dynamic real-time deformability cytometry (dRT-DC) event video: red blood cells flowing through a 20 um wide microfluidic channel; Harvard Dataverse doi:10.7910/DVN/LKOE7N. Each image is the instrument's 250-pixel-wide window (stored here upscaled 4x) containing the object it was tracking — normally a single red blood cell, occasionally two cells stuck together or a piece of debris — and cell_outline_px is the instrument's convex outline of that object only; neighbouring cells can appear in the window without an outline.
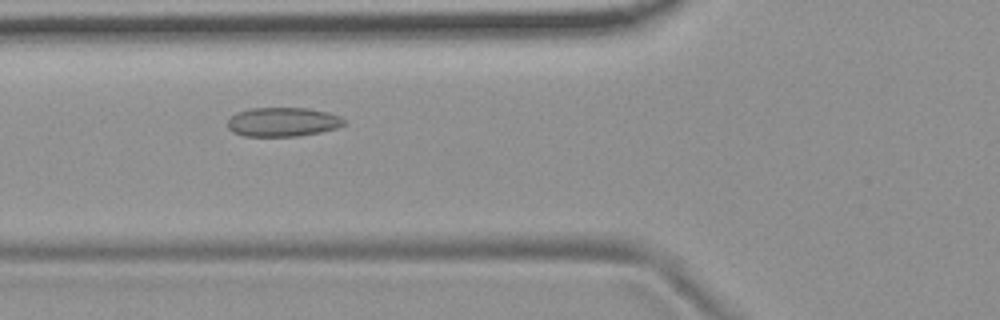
{"species": "common noctule bat (a hibernating species)", "species_latin": "Nyctalus noctula", "temperature_condition": "room temperature", "stored_images_in_passage": 7, "camera_frame_rate_fps": 3000, "um_per_image_px": 0.085, "animal": {"sex": "female", "body_mass_g": 19.9}, "frame": {"image": 1, "passage_image": 6, "time_ms": 1.667, "image_size_px": [1000, 320], "cell_outline_px": [[344, 124], [336, 128], [320, 132], [296, 136], [244, 136], [232, 132], [228, 128], [228, 120], [236, 112], [252, 108], [308, 108], [328, 112], [340, 116], [344, 120]], "centroid_in_image_um": [24.02, 10.36], "position_along_channel_um": 101.8, "area_um2": 19.71}}
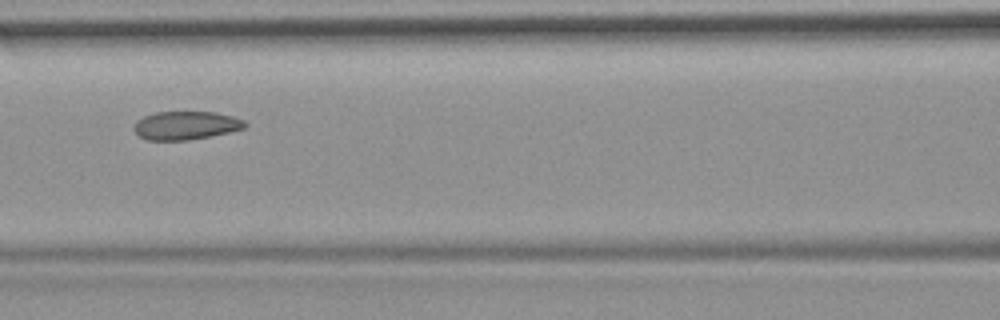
{"frame": {"image": 2, "passage_image": 7, "time_ms": 2.0, "image_size_px": [1000, 320], "cell_outline_px": [[248, 124], [244, 128], [228, 132], [188, 140], [148, 140], [140, 136], [132, 128], [136, 120], [144, 116], [156, 112], [216, 112], [232, 116], [244, 120]], "centroid_in_image_um": [15.78, 10.65], "position_along_channel_um": 150.8, "area_um2": 18.26}}